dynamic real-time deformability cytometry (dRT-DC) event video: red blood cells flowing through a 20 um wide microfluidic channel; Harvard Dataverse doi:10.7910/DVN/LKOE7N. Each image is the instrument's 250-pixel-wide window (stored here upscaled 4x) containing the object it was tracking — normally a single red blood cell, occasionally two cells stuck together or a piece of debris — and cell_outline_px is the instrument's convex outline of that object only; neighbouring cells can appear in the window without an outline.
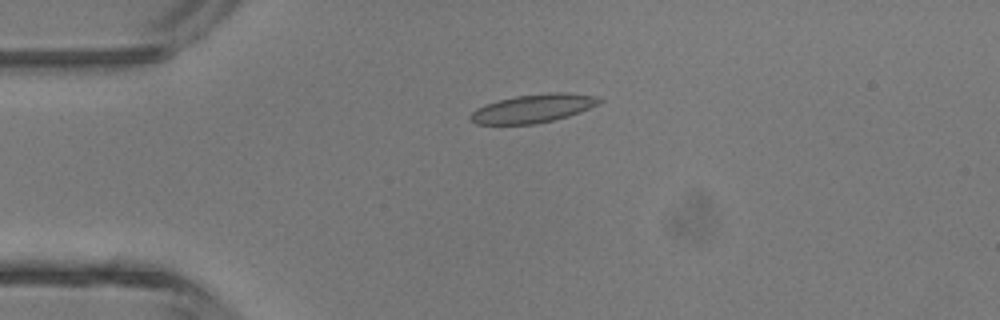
{"species": "common noctule bat (a hibernating species)", "species_latin": "Nyctalus noctula", "temperature_condition": "room temperature", "stored_images_in_passage": 2, "camera_frame_rate_fps": 3000, "um_per_image_px": 0.085, "animal": {"sex": "male", "body_mass_g": 13.3}, "frame": {"image": 1, "passage_image": 1, "time_ms": 0.0, "image_size_px": [1000, 320], "cell_outline_px": [[604, 100], [580, 112], [568, 116], [536, 124], [476, 124], [468, 120], [468, 116], [476, 108], [484, 104], [516, 96], [552, 92], [568, 92], [596, 96]], "centroid_in_image_um": [45.27, 9.22], "position_along_channel_um": 39.7, "area_um2": 21.33}}